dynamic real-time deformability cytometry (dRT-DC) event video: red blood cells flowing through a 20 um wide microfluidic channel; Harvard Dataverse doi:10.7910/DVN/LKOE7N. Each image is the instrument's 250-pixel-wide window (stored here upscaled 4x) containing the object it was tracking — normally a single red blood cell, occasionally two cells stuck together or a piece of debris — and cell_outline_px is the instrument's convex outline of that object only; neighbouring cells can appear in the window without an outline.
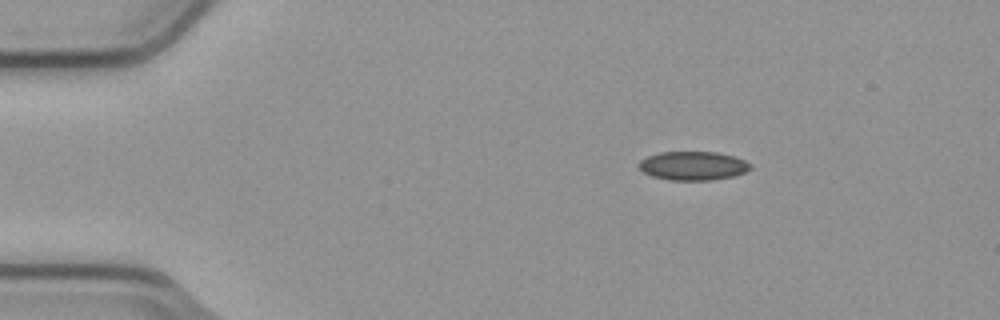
{"species": "common noctule bat (a hibernating species)", "species_latin": "Nyctalus noctula", "temperature_condition": "cold", "stored_images_in_passage": 4, "camera_frame_rate_fps": 3000, "um_per_image_px": 0.085, "animal": {"sex": "male", "body_mass_g": 23.1, "forearm_length_mm": 52.7}, "frame": {"image": 1, "passage_image": 2, "time_ms": 0.333, "image_size_px": [1000, 320], "cell_outline_px": [[752, 168], [744, 172], [732, 176], [712, 180], [668, 180], [652, 176], [644, 172], [636, 164], [640, 160], [648, 156], [660, 152], [716, 152], [736, 156], [752, 164]], "centroid_in_image_um": [58.91, 14.09], "position_along_channel_um": 26.1, "area_um2": 18.79}}